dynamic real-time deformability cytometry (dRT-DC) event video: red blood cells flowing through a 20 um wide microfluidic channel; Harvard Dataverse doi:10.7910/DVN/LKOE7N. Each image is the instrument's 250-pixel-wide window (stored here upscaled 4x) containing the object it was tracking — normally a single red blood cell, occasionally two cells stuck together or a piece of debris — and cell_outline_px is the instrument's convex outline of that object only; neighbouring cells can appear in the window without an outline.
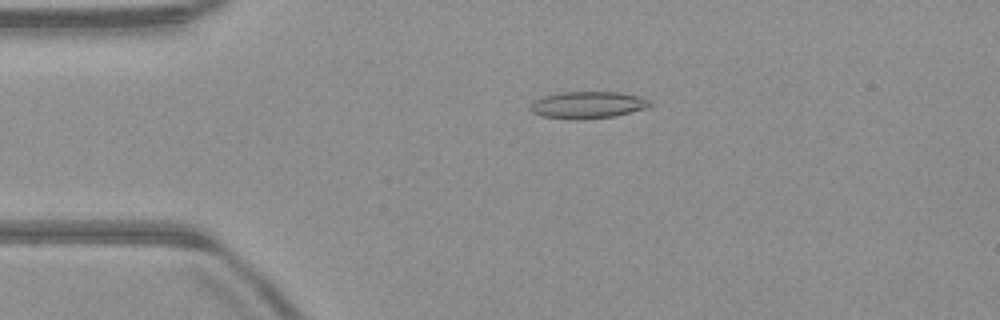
{"species": "common noctule bat (a hibernating species)", "species_latin": "Nyctalus noctula", "temperature_condition": "warm", "stored_images_in_passage": 51, "camera_frame_rate_fps": 3000, "um_per_image_px": 0.085, "animal": {"sex": "male", "body_mass_g": 23.1, "forearm_length_mm": 52.7}, "frame": {"image": 1, "passage_image": 11, "time_ms": 3.333, "image_size_px": [1000, 320], "cell_outline_px": [[652, 104], [644, 108], [612, 116], [580, 120], [572, 120], [540, 116], [532, 112], [528, 108], [536, 100], [544, 96], [560, 92], [620, 92], [640, 96], [652, 100]], "centroid_in_image_um": [49.93, 8.92], "position_along_channel_um": 35.1, "area_um2": 18.79}}
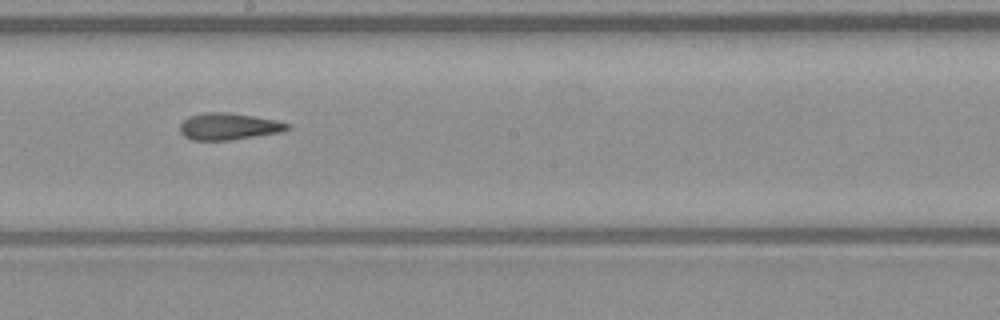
{"frame": {"image": 2, "passage_image": 28, "time_ms": 9.0, "image_size_px": [1000, 320], "cell_outline_px": [[292, 128], [284, 132], [228, 140], [192, 140], [184, 136], [180, 132], [180, 124], [188, 116], [204, 112], [232, 112], [276, 120], [288, 124]], "centroid_in_image_um": [19.44, 10.74], "position_along_channel_um": 228.8, "area_um2": 16.94}}
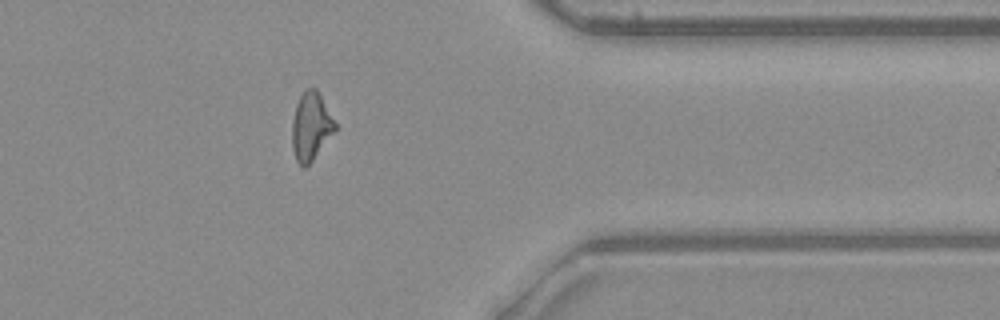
{"frame": {"image": 3, "passage_image": 41, "time_ms": 13.333, "image_size_px": [1000, 320], "cell_outline_px": [[336, 132], [312, 160], [304, 168], [296, 160], [292, 148], [292, 120], [296, 104], [300, 96], [308, 88], [316, 88], [336, 124]], "centroid_in_image_um": [26.42, 10.76], "position_along_channel_um": 385.0, "area_um2": 16.88}, "authors_computed_cell_mechanics": {"area_um2": 17.2244, "velocity_mm_per_s": 4.0248, "shape_relaxation_time_tau1_ms": null, "shape_relaxation_time_tau2_ms": 3.161, "deformation_change_tau1": null, "deformation_change_tau2": 0.1235}}